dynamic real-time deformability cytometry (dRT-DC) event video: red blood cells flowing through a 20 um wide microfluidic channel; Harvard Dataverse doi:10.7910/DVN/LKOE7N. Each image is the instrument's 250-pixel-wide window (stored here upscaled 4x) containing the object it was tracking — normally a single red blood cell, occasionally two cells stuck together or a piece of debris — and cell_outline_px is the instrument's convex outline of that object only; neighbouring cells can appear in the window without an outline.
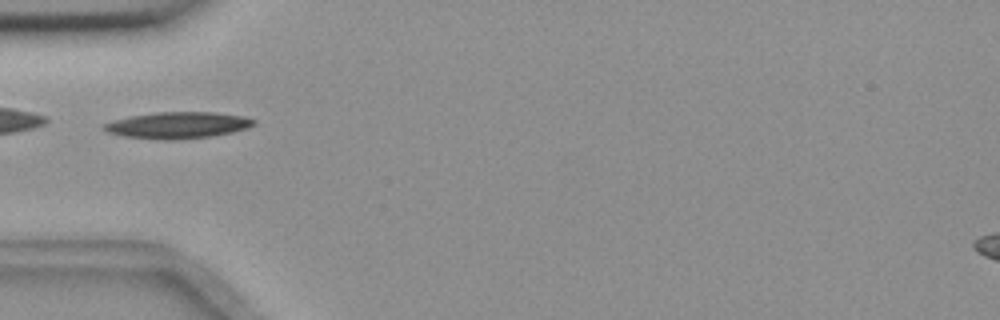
{"species": "common noctule bat (a hibernating species)", "species_latin": "Nyctalus noctula", "temperature_condition": "room temperature", "stored_images_in_passage": 39, "camera_frame_rate_fps": 3000, "um_per_image_px": 0.085, "animal": {"sex": "female", "body_mass_g": 18.4}, "frame": {"image": 1, "passage_image": 1, "time_ms": 0.0, "image_size_px": [1000, 320], "cell_outline_px": [[256, 124], [248, 128], [232, 132], [212, 136], [176, 140], [164, 140], [124, 136], [108, 132], [104, 128], [104, 124], [116, 120], [132, 116], [156, 112], [216, 112], [244, 116], [256, 120]], "centroid_in_image_um": [15.19, 10.64], "position_along_channel_um": 69.8, "area_um2": 23.0}}
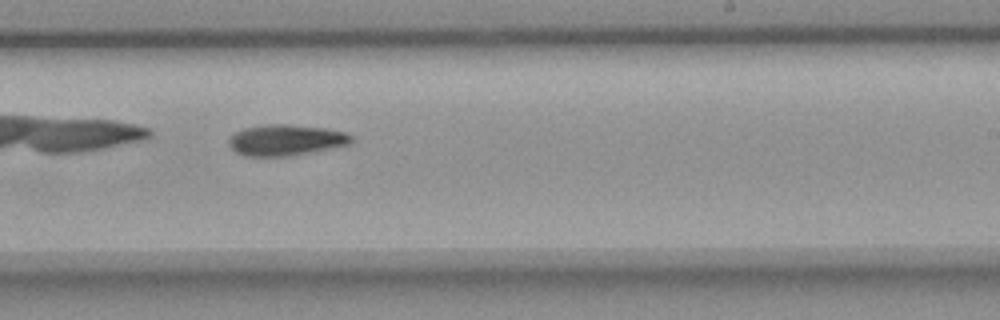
{"frame": {"image": 2, "passage_image": 17, "time_ms": 5.333, "image_size_px": [1000, 320], "cell_outline_px": [[352, 140], [348, 144], [288, 156], [244, 156], [236, 152], [228, 144], [228, 140], [236, 132], [244, 128], [264, 124], [288, 124], [324, 128], [344, 132], [352, 136]], "centroid_in_image_um": [24.24, 11.89], "position_along_channel_um": 264.8, "area_um2": 21.79}}
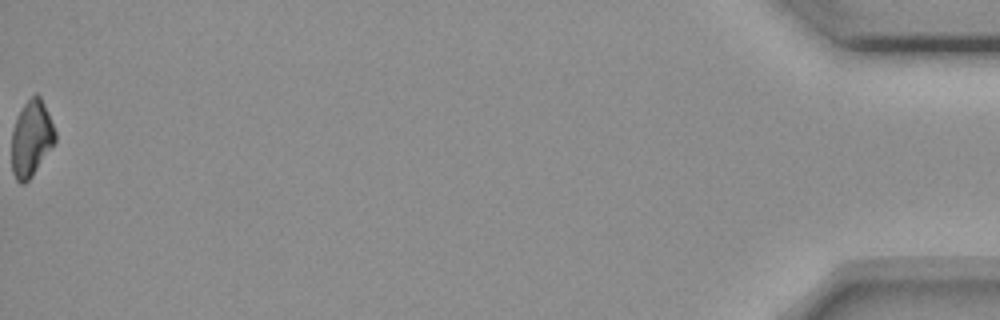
{"frame": {"image": 3, "passage_image": 39, "time_ms": 12.667, "image_size_px": [1000, 320], "cell_outline_px": [[56, 140], [32, 176], [24, 184], [20, 184], [16, 180], [12, 172], [12, 132], [16, 120], [24, 104], [36, 92], [40, 96], [48, 112], [56, 132]], "centroid_in_image_um": [2.66, 11.78], "position_along_channel_um": 432.5, "area_um2": 19.07}, "authors_computed_cell_mechanics": {"area_um2": 21.2704, "velocity_mm_per_s": 3.6726, "shape_relaxation_time_tau1_ms": 3.8673, "shape_relaxation_time_tau2_ms": null, "deformation_change_tau1": 0.1265, "deformation_change_tau2": null}}